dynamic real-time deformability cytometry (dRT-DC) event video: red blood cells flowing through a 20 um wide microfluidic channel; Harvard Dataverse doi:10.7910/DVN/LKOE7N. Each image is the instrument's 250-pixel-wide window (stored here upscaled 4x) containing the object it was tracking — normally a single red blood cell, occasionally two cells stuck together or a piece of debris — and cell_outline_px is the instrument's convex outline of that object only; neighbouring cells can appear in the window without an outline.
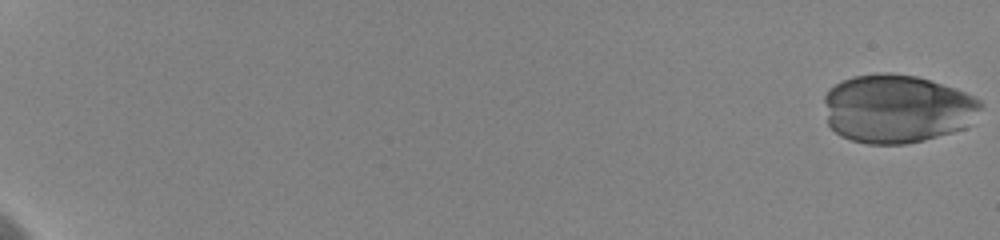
{"species": "human", "species_latin": "Homo sapiens", "temperature_condition": "cold", "stored_images_in_passage": 56, "camera_frame_rate_fps": 3000, "um_per_image_px": 0.085, "donor": {"sex": "female"}, "frame": {"image": 1, "passage_image": 1, "time_ms": 0.0, "image_size_px": [1000, 240], "cell_outline_px": [[984, 104], [964, 128], [952, 132], [924, 140], [904, 144], [868, 144], [852, 140], [840, 136], [828, 124], [824, 100], [824, 96], [828, 88], [852, 76], [916, 76], [956, 88], [980, 100]], "centroid_in_image_um": [76.23, 9.28], "position_along_channel_um": 8.8, "area_um2": 61.44}}